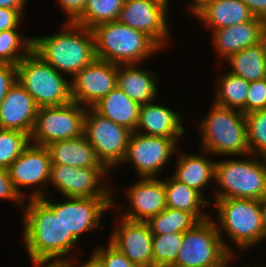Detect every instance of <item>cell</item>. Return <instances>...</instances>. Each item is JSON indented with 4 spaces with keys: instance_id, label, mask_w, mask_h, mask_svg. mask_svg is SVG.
<instances>
[{
    "instance_id": "e0dca14e",
    "label": "cell",
    "mask_w": 266,
    "mask_h": 267,
    "mask_svg": "<svg viewBox=\"0 0 266 267\" xmlns=\"http://www.w3.org/2000/svg\"><path fill=\"white\" fill-rule=\"evenodd\" d=\"M50 166L48 148L30 143L7 169L14 188L23 197L21 186L38 187L49 181Z\"/></svg>"
},
{
    "instance_id": "277c9868",
    "label": "cell",
    "mask_w": 266,
    "mask_h": 267,
    "mask_svg": "<svg viewBox=\"0 0 266 267\" xmlns=\"http://www.w3.org/2000/svg\"><path fill=\"white\" fill-rule=\"evenodd\" d=\"M200 132L204 152L221 155H250L245 114L213 104L201 120Z\"/></svg>"
},
{
    "instance_id": "60d3db41",
    "label": "cell",
    "mask_w": 266,
    "mask_h": 267,
    "mask_svg": "<svg viewBox=\"0 0 266 267\" xmlns=\"http://www.w3.org/2000/svg\"><path fill=\"white\" fill-rule=\"evenodd\" d=\"M62 7V10L65 11V14L68 15V22H74L83 12L87 0H57Z\"/></svg>"
},
{
    "instance_id": "5bb4252c",
    "label": "cell",
    "mask_w": 266,
    "mask_h": 267,
    "mask_svg": "<svg viewBox=\"0 0 266 267\" xmlns=\"http://www.w3.org/2000/svg\"><path fill=\"white\" fill-rule=\"evenodd\" d=\"M70 85L72 101L92 108L117 86V65L95 58L73 76Z\"/></svg>"
},
{
    "instance_id": "7bdbcfd3",
    "label": "cell",
    "mask_w": 266,
    "mask_h": 267,
    "mask_svg": "<svg viewBox=\"0 0 266 267\" xmlns=\"http://www.w3.org/2000/svg\"><path fill=\"white\" fill-rule=\"evenodd\" d=\"M27 0H0V8H13L23 14Z\"/></svg>"
},
{
    "instance_id": "f6af8a7d",
    "label": "cell",
    "mask_w": 266,
    "mask_h": 267,
    "mask_svg": "<svg viewBox=\"0 0 266 267\" xmlns=\"http://www.w3.org/2000/svg\"><path fill=\"white\" fill-rule=\"evenodd\" d=\"M259 206L261 209V222L264 239L266 238V195L259 200Z\"/></svg>"
},
{
    "instance_id": "d6986e66",
    "label": "cell",
    "mask_w": 266,
    "mask_h": 267,
    "mask_svg": "<svg viewBox=\"0 0 266 267\" xmlns=\"http://www.w3.org/2000/svg\"><path fill=\"white\" fill-rule=\"evenodd\" d=\"M128 191L131 208L119 217L147 222L167 208L164 180L141 178Z\"/></svg>"
},
{
    "instance_id": "3957f363",
    "label": "cell",
    "mask_w": 266,
    "mask_h": 267,
    "mask_svg": "<svg viewBox=\"0 0 266 267\" xmlns=\"http://www.w3.org/2000/svg\"><path fill=\"white\" fill-rule=\"evenodd\" d=\"M91 30L96 58L116 65L139 64L162 49L146 33L118 20L99 24Z\"/></svg>"
},
{
    "instance_id": "8992f818",
    "label": "cell",
    "mask_w": 266,
    "mask_h": 267,
    "mask_svg": "<svg viewBox=\"0 0 266 267\" xmlns=\"http://www.w3.org/2000/svg\"><path fill=\"white\" fill-rule=\"evenodd\" d=\"M218 222L216 225L225 249L232 255L233 252L224 242L222 233L230 237L238 249H246L263 239L261 209L259 200L243 198L216 199ZM224 230V231H221Z\"/></svg>"
},
{
    "instance_id": "b9f144b4",
    "label": "cell",
    "mask_w": 266,
    "mask_h": 267,
    "mask_svg": "<svg viewBox=\"0 0 266 267\" xmlns=\"http://www.w3.org/2000/svg\"><path fill=\"white\" fill-rule=\"evenodd\" d=\"M254 17L266 19V0H242Z\"/></svg>"
},
{
    "instance_id": "ffe728a7",
    "label": "cell",
    "mask_w": 266,
    "mask_h": 267,
    "mask_svg": "<svg viewBox=\"0 0 266 267\" xmlns=\"http://www.w3.org/2000/svg\"><path fill=\"white\" fill-rule=\"evenodd\" d=\"M182 117L179 113L153 102L142 104L135 132L155 137L178 138L183 135ZM146 132H139L140 129Z\"/></svg>"
},
{
    "instance_id": "f546056e",
    "label": "cell",
    "mask_w": 266,
    "mask_h": 267,
    "mask_svg": "<svg viewBox=\"0 0 266 267\" xmlns=\"http://www.w3.org/2000/svg\"><path fill=\"white\" fill-rule=\"evenodd\" d=\"M200 221L191 213L167 207L150 218L147 224L152 234L184 233Z\"/></svg>"
},
{
    "instance_id": "ba28073f",
    "label": "cell",
    "mask_w": 266,
    "mask_h": 267,
    "mask_svg": "<svg viewBox=\"0 0 266 267\" xmlns=\"http://www.w3.org/2000/svg\"><path fill=\"white\" fill-rule=\"evenodd\" d=\"M85 115V107L74 101L62 106L39 108L30 143L48 146L55 141L84 135Z\"/></svg>"
},
{
    "instance_id": "bcb514c9",
    "label": "cell",
    "mask_w": 266,
    "mask_h": 267,
    "mask_svg": "<svg viewBox=\"0 0 266 267\" xmlns=\"http://www.w3.org/2000/svg\"><path fill=\"white\" fill-rule=\"evenodd\" d=\"M209 1L210 0H192L193 4L191 3V5L189 6V11H192L191 14H195L203 5H205Z\"/></svg>"
},
{
    "instance_id": "d590c367",
    "label": "cell",
    "mask_w": 266,
    "mask_h": 267,
    "mask_svg": "<svg viewBox=\"0 0 266 267\" xmlns=\"http://www.w3.org/2000/svg\"><path fill=\"white\" fill-rule=\"evenodd\" d=\"M92 257L101 267H139L132 263L122 252L110 242L106 249L97 248Z\"/></svg>"
},
{
    "instance_id": "ac0fdd59",
    "label": "cell",
    "mask_w": 266,
    "mask_h": 267,
    "mask_svg": "<svg viewBox=\"0 0 266 267\" xmlns=\"http://www.w3.org/2000/svg\"><path fill=\"white\" fill-rule=\"evenodd\" d=\"M39 107L16 80L0 104V129L16 130L31 136Z\"/></svg>"
},
{
    "instance_id": "30bf717a",
    "label": "cell",
    "mask_w": 266,
    "mask_h": 267,
    "mask_svg": "<svg viewBox=\"0 0 266 267\" xmlns=\"http://www.w3.org/2000/svg\"><path fill=\"white\" fill-rule=\"evenodd\" d=\"M90 111L86 110L84 135L101 163L113 169L122 163L132 131L101 116L93 108Z\"/></svg>"
},
{
    "instance_id": "1f68e13d",
    "label": "cell",
    "mask_w": 266,
    "mask_h": 267,
    "mask_svg": "<svg viewBox=\"0 0 266 267\" xmlns=\"http://www.w3.org/2000/svg\"><path fill=\"white\" fill-rule=\"evenodd\" d=\"M17 30L0 31V63L17 65L33 50V37L25 38Z\"/></svg>"
},
{
    "instance_id": "836d02e7",
    "label": "cell",
    "mask_w": 266,
    "mask_h": 267,
    "mask_svg": "<svg viewBox=\"0 0 266 267\" xmlns=\"http://www.w3.org/2000/svg\"><path fill=\"white\" fill-rule=\"evenodd\" d=\"M30 144V136L16 130L0 129V168L7 169Z\"/></svg>"
},
{
    "instance_id": "f35d334b",
    "label": "cell",
    "mask_w": 266,
    "mask_h": 267,
    "mask_svg": "<svg viewBox=\"0 0 266 267\" xmlns=\"http://www.w3.org/2000/svg\"><path fill=\"white\" fill-rule=\"evenodd\" d=\"M16 81V65L0 63V104Z\"/></svg>"
},
{
    "instance_id": "8fae6325",
    "label": "cell",
    "mask_w": 266,
    "mask_h": 267,
    "mask_svg": "<svg viewBox=\"0 0 266 267\" xmlns=\"http://www.w3.org/2000/svg\"><path fill=\"white\" fill-rule=\"evenodd\" d=\"M29 197L41 198L57 216H60L66 230L77 240L83 232L99 227L102 214L114 203L112 198L99 197H67L66 202L54 203L46 198L41 188L34 190Z\"/></svg>"
},
{
    "instance_id": "d4e9b609",
    "label": "cell",
    "mask_w": 266,
    "mask_h": 267,
    "mask_svg": "<svg viewBox=\"0 0 266 267\" xmlns=\"http://www.w3.org/2000/svg\"><path fill=\"white\" fill-rule=\"evenodd\" d=\"M157 76L140 70L136 64L117 65V86L140 105L153 102L157 94Z\"/></svg>"
},
{
    "instance_id": "ab89813d",
    "label": "cell",
    "mask_w": 266,
    "mask_h": 267,
    "mask_svg": "<svg viewBox=\"0 0 266 267\" xmlns=\"http://www.w3.org/2000/svg\"><path fill=\"white\" fill-rule=\"evenodd\" d=\"M23 14L13 8H0V31L18 29Z\"/></svg>"
},
{
    "instance_id": "9c48e42d",
    "label": "cell",
    "mask_w": 266,
    "mask_h": 267,
    "mask_svg": "<svg viewBox=\"0 0 266 267\" xmlns=\"http://www.w3.org/2000/svg\"><path fill=\"white\" fill-rule=\"evenodd\" d=\"M229 255L215 220L209 217L183 233L182 245L172 267H215Z\"/></svg>"
},
{
    "instance_id": "7402d4cb",
    "label": "cell",
    "mask_w": 266,
    "mask_h": 267,
    "mask_svg": "<svg viewBox=\"0 0 266 267\" xmlns=\"http://www.w3.org/2000/svg\"><path fill=\"white\" fill-rule=\"evenodd\" d=\"M51 165L75 167H105L98 159L94 148L85 135L77 138L55 141L46 146Z\"/></svg>"
},
{
    "instance_id": "cb8c5ba5",
    "label": "cell",
    "mask_w": 266,
    "mask_h": 267,
    "mask_svg": "<svg viewBox=\"0 0 266 267\" xmlns=\"http://www.w3.org/2000/svg\"><path fill=\"white\" fill-rule=\"evenodd\" d=\"M140 104L132 100L118 86L107 93L92 108L101 116L128 128L136 130Z\"/></svg>"
},
{
    "instance_id": "5b68a950",
    "label": "cell",
    "mask_w": 266,
    "mask_h": 267,
    "mask_svg": "<svg viewBox=\"0 0 266 267\" xmlns=\"http://www.w3.org/2000/svg\"><path fill=\"white\" fill-rule=\"evenodd\" d=\"M16 80L39 108L62 106L72 101L70 82L33 50L16 65Z\"/></svg>"
},
{
    "instance_id": "44dd1931",
    "label": "cell",
    "mask_w": 266,
    "mask_h": 267,
    "mask_svg": "<svg viewBox=\"0 0 266 267\" xmlns=\"http://www.w3.org/2000/svg\"><path fill=\"white\" fill-rule=\"evenodd\" d=\"M263 19L254 17L250 21L219 28L212 31L215 49L227 59L249 46L260 43Z\"/></svg>"
},
{
    "instance_id": "681fc988",
    "label": "cell",
    "mask_w": 266,
    "mask_h": 267,
    "mask_svg": "<svg viewBox=\"0 0 266 267\" xmlns=\"http://www.w3.org/2000/svg\"><path fill=\"white\" fill-rule=\"evenodd\" d=\"M233 255H229L221 264L215 266V267H228V262H230Z\"/></svg>"
},
{
    "instance_id": "74e56055",
    "label": "cell",
    "mask_w": 266,
    "mask_h": 267,
    "mask_svg": "<svg viewBox=\"0 0 266 267\" xmlns=\"http://www.w3.org/2000/svg\"><path fill=\"white\" fill-rule=\"evenodd\" d=\"M0 199H7L25 204L22 197L14 188L8 169L0 168ZM23 201V202H22Z\"/></svg>"
},
{
    "instance_id": "c3c4849f",
    "label": "cell",
    "mask_w": 266,
    "mask_h": 267,
    "mask_svg": "<svg viewBox=\"0 0 266 267\" xmlns=\"http://www.w3.org/2000/svg\"><path fill=\"white\" fill-rule=\"evenodd\" d=\"M61 267L58 263H34L33 267Z\"/></svg>"
},
{
    "instance_id": "f1b7e54d",
    "label": "cell",
    "mask_w": 266,
    "mask_h": 267,
    "mask_svg": "<svg viewBox=\"0 0 266 267\" xmlns=\"http://www.w3.org/2000/svg\"><path fill=\"white\" fill-rule=\"evenodd\" d=\"M216 90L215 104L241 111L246 115V99L249 82L232 73L222 74Z\"/></svg>"
},
{
    "instance_id": "603a6c76",
    "label": "cell",
    "mask_w": 266,
    "mask_h": 267,
    "mask_svg": "<svg viewBox=\"0 0 266 267\" xmlns=\"http://www.w3.org/2000/svg\"><path fill=\"white\" fill-rule=\"evenodd\" d=\"M194 15L212 30L244 23L254 18L242 0H210Z\"/></svg>"
},
{
    "instance_id": "4316f807",
    "label": "cell",
    "mask_w": 266,
    "mask_h": 267,
    "mask_svg": "<svg viewBox=\"0 0 266 267\" xmlns=\"http://www.w3.org/2000/svg\"><path fill=\"white\" fill-rule=\"evenodd\" d=\"M164 184L167 207L189 212L199 221L209 218L207 214L201 212L202 206L210 205L209 200H204L198 191L175 180L172 176L171 179L165 180Z\"/></svg>"
},
{
    "instance_id": "7dc6e473",
    "label": "cell",
    "mask_w": 266,
    "mask_h": 267,
    "mask_svg": "<svg viewBox=\"0 0 266 267\" xmlns=\"http://www.w3.org/2000/svg\"><path fill=\"white\" fill-rule=\"evenodd\" d=\"M260 43L263 47L264 57L266 60V19H263V22H262Z\"/></svg>"
},
{
    "instance_id": "6da1fadb",
    "label": "cell",
    "mask_w": 266,
    "mask_h": 267,
    "mask_svg": "<svg viewBox=\"0 0 266 267\" xmlns=\"http://www.w3.org/2000/svg\"><path fill=\"white\" fill-rule=\"evenodd\" d=\"M27 204L22 211L25 219L23 238L32 262L59 263L73 259L67 256L78 240L66 230L60 216L41 198L29 199Z\"/></svg>"
},
{
    "instance_id": "2e32d148",
    "label": "cell",
    "mask_w": 266,
    "mask_h": 267,
    "mask_svg": "<svg viewBox=\"0 0 266 267\" xmlns=\"http://www.w3.org/2000/svg\"><path fill=\"white\" fill-rule=\"evenodd\" d=\"M120 218L109 242L135 265L153 267V234L147 222Z\"/></svg>"
},
{
    "instance_id": "d6a6232c",
    "label": "cell",
    "mask_w": 266,
    "mask_h": 267,
    "mask_svg": "<svg viewBox=\"0 0 266 267\" xmlns=\"http://www.w3.org/2000/svg\"><path fill=\"white\" fill-rule=\"evenodd\" d=\"M183 233L153 234V267H172L182 245Z\"/></svg>"
},
{
    "instance_id": "ee69618b",
    "label": "cell",
    "mask_w": 266,
    "mask_h": 267,
    "mask_svg": "<svg viewBox=\"0 0 266 267\" xmlns=\"http://www.w3.org/2000/svg\"><path fill=\"white\" fill-rule=\"evenodd\" d=\"M75 260L70 259V260H64L62 262H59L58 264L61 267H74L75 265L73 264ZM79 267H101L98 262L91 256V258H89V261L85 262L82 266Z\"/></svg>"
},
{
    "instance_id": "9a60e30c",
    "label": "cell",
    "mask_w": 266,
    "mask_h": 267,
    "mask_svg": "<svg viewBox=\"0 0 266 267\" xmlns=\"http://www.w3.org/2000/svg\"><path fill=\"white\" fill-rule=\"evenodd\" d=\"M168 6L159 0H125L118 21L146 33L162 48L170 35Z\"/></svg>"
},
{
    "instance_id": "4fadbf2b",
    "label": "cell",
    "mask_w": 266,
    "mask_h": 267,
    "mask_svg": "<svg viewBox=\"0 0 266 267\" xmlns=\"http://www.w3.org/2000/svg\"><path fill=\"white\" fill-rule=\"evenodd\" d=\"M177 141L178 138L147 136L134 131L130 135L122 163L133 162L140 178H156L176 151Z\"/></svg>"
},
{
    "instance_id": "7c38bea8",
    "label": "cell",
    "mask_w": 266,
    "mask_h": 267,
    "mask_svg": "<svg viewBox=\"0 0 266 267\" xmlns=\"http://www.w3.org/2000/svg\"><path fill=\"white\" fill-rule=\"evenodd\" d=\"M106 167H75L51 165L49 182L67 197L112 198L110 189L103 185L108 174ZM102 183V185L100 184Z\"/></svg>"
},
{
    "instance_id": "8d00e7d4",
    "label": "cell",
    "mask_w": 266,
    "mask_h": 267,
    "mask_svg": "<svg viewBox=\"0 0 266 267\" xmlns=\"http://www.w3.org/2000/svg\"><path fill=\"white\" fill-rule=\"evenodd\" d=\"M266 108V78L249 82L246 115Z\"/></svg>"
},
{
    "instance_id": "e575fe53",
    "label": "cell",
    "mask_w": 266,
    "mask_h": 267,
    "mask_svg": "<svg viewBox=\"0 0 266 267\" xmlns=\"http://www.w3.org/2000/svg\"><path fill=\"white\" fill-rule=\"evenodd\" d=\"M250 154L266 157V108L245 115Z\"/></svg>"
},
{
    "instance_id": "484cf974",
    "label": "cell",
    "mask_w": 266,
    "mask_h": 267,
    "mask_svg": "<svg viewBox=\"0 0 266 267\" xmlns=\"http://www.w3.org/2000/svg\"><path fill=\"white\" fill-rule=\"evenodd\" d=\"M176 171L173 178L186 186L195 189L201 195L203 187L215 180L216 162L207 158V155H178Z\"/></svg>"
},
{
    "instance_id": "4dcf8cb0",
    "label": "cell",
    "mask_w": 266,
    "mask_h": 267,
    "mask_svg": "<svg viewBox=\"0 0 266 267\" xmlns=\"http://www.w3.org/2000/svg\"><path fill=\"white\" fill-rule=\"evenodd\" d=\"M125 0H87L81 15L74 21L83 27L95 26L117 21Z\"/></svg>"
},
{
    "instance_id": "83f0119b",
    "label": "cell",
    "mask_w": 266,
    "mask_h": 267,
    "mask_svg": "<svg viewBox=\"0 0 266 267\" xmlns=\"http://www.w3.org/2000/svg\"><path fill=\"white\" fill-rule=\"evenodd\" d=\"M226 60L232 66V73L248 82L266 78V60L261 43L249 46L230 55Z\"/></svg>"
},
{
    "instance_id": "52a82bcc",
    "label": "cell",
    "mask_w": 266,
    "mask_h": 267,
    "mask_svg": "<svg viewBox=\"0 0 266 267\" xmlns=\"http://www.w3.org/2000/svg\"><path fill=\"white\" fill-rule=\"evenodd\" d=\"M216 161L215 181L221 186L215 199L260 200L266 195V157ZM221 190V191H220Z\"/></svg>"
},
{
    "instance_id": "7a4b0ae2",
    "label": "cell",
    "mask_w": 266,
    "mask_h": 267,
    "mask_svg": "<svg viewBox=\"0 0 266 267\" xmlns=\"http://www.w3.org/2000/svg\"><path fill=\"white\" fill-rule=\"evenodd\" d=\"M33 51L59 73L72 77L96 58L92 30L74 22H67L55 35L33 37Z\"/></svg>"
}]
</instances>
